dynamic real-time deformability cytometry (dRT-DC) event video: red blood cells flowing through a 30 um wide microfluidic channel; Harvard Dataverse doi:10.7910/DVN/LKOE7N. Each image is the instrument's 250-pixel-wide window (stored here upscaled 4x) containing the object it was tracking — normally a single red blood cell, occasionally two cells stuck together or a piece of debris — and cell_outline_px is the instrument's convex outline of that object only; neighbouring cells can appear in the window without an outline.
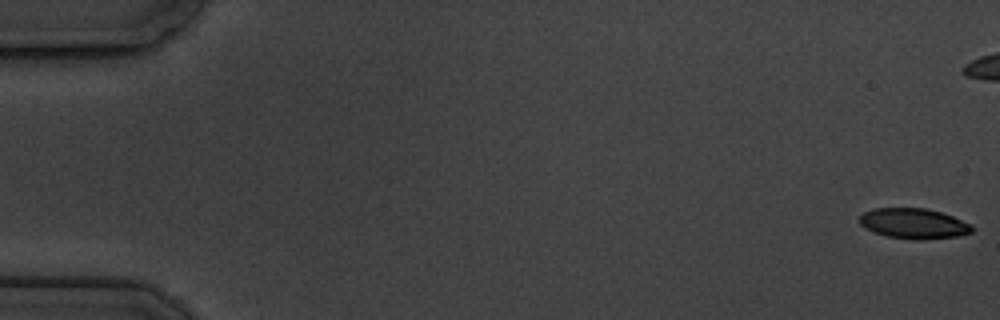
{"species": "common noctule bat (a hibernating species)", "species_latin": "Nyctalus noctula", "temperature_condition": "cold", "stored_images_in_passage": 8, "camera_frame_rate_fps": 3000, "um_per_image_px": 0.085, "animal": {"sex": "male", "body_mass_g": 19.5, "forearm_length_mm": 54.6}, "frame": {"image": 1, "passage_image": 1, "time_ms": 0.0, "image_size_px": [1000, 320], "cell_outline_px": [[972, 232], [960, 236], [920, 240], [916, 240], [888, 236], [864, 228], [860, 224], [860, 216], [864, 212], [872, 208], [924, 208], [940, 212], [952, 216], [972, 224]], "centroid_in_image_um": [77.67, 19.0], "position_along_channel_um": 7.3, "area_um2": 19.83}}
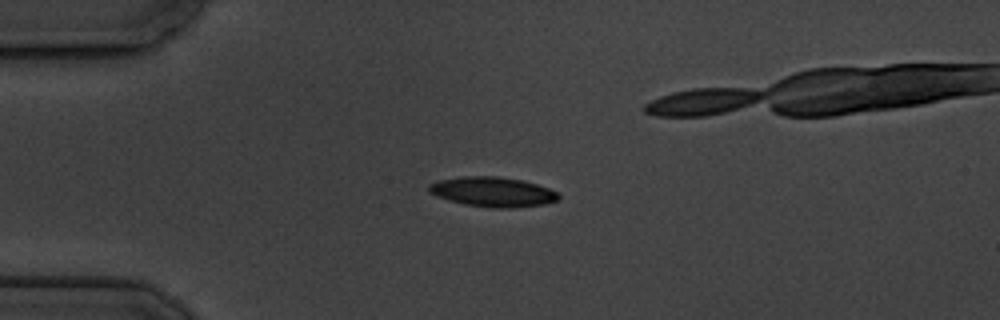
{"frame": {"image": 2, "passage_image": 5, "time_ms": 4.667, "image_size_px": [1000, 320], "cell_outline_px": [[560, 196], [556, 200], [544, 204], [512, 208], [492, 208], [464, 204], [436, 196], [428, 192], [428, 184], [440, 180], [460, 176], [500, 176], [520, 180], [536, 184], [548, 188], [556, 192]], "centroid_in_image_um": [41.84, 16.3], "position_along_channel_um": 43.2, "area_um2": 22.43}}